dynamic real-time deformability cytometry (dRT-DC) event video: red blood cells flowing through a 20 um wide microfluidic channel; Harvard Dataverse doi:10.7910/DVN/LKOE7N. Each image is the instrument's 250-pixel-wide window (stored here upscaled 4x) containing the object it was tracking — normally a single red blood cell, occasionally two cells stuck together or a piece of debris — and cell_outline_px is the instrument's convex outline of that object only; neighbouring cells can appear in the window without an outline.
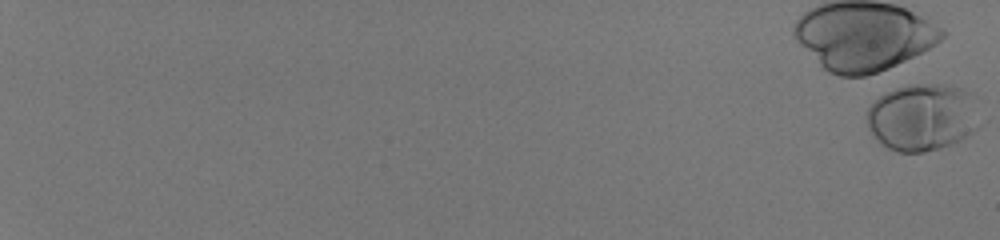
{"species": "human", "species_latin": "Homo sapiens", "temperature_condition": "room temperature", "stored_images_in_passage": 26, "camera_frame_rate_fps": 3000, "um_per_image_px": 0.085, "donor": {"sex": "male"}, "frame": {"image": 1, "passage_image": 1, "time_ms": 0.0, "image_size_px": [1000, 240], "cell_outline_px": [[980, 128], [960, 140], [952, 144], [940, 148], [924, 152], [896, 152], [880, 144], [872, 136], [868, 128], [868, 108], [884, 92], [908, 84], [952, 84], [964, 88], [968, 92], [980, 124]], "centroid_in_image_um": [78.39, 9.97], "position_along_channel_um": 6.6, "area_um2": 44.39}}